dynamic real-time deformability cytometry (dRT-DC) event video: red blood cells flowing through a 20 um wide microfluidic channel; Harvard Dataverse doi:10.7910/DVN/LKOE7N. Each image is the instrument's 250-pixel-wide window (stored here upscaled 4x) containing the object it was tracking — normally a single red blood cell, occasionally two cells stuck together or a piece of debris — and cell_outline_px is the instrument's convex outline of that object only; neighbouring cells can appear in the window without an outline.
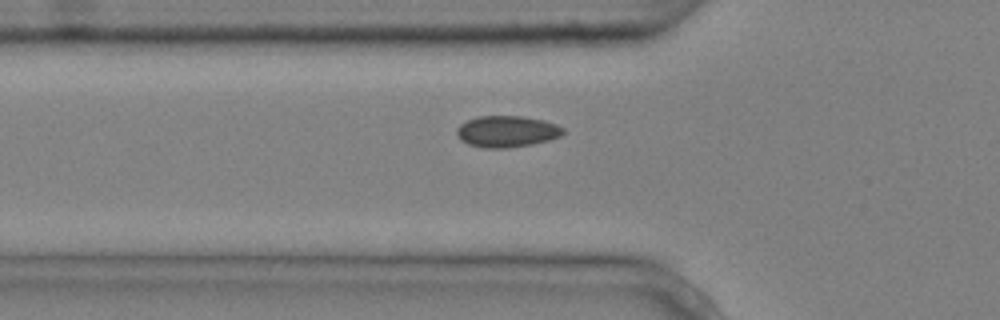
{"species": "common noctule bat (a hibernating species)", "species_latin": "Nyctalus noctula", "temperature_condition": "cold", "stored_images_in_passage": 4, "camera_frame_rate_fps": 3000, "um_per_image_px": 0.085, "animal": {"sex": "male", "body_mass_g": 20.4}, "frame": {"image": 1, "passage_image": 3, "time_ms": 0.667, "image_size_px": [1000, 320], "cell_outline_px": [[564, 132], [560, 136], [548, 140], [532, 144], [508, 148], [484, 148], [468, 144], [460, 140], [456, 136], [456, 128], [460, 124], [468, 120], [480, 116], [520, 116], [544, 120], [556, 124], [564, 128]], "centroid_in_image_um": [43.06, 11.18], "position_along_channel_um": 82.7, "area_um2": 19.54}}
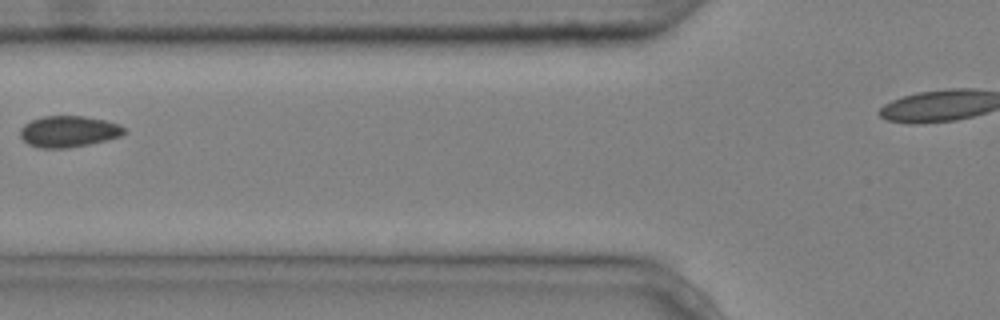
{"frame": {"image": 2, "passage_image": 4, "time_ms": 1.0, "image_size_px": [1000, 320], "cell_outline_px": [[128, 132], [124, 136], [108, 140], [68, 148], [40, 148], [28, 144], [20, 136], [20, 128], [24, 124], [32, 120], [44, 116], [84, 116], [104, 120], [120, 124]], "centroid_in_image_um": [5.87, 11.18], "position_along_channel_um": 119.9, "area_um2": 19.13}}